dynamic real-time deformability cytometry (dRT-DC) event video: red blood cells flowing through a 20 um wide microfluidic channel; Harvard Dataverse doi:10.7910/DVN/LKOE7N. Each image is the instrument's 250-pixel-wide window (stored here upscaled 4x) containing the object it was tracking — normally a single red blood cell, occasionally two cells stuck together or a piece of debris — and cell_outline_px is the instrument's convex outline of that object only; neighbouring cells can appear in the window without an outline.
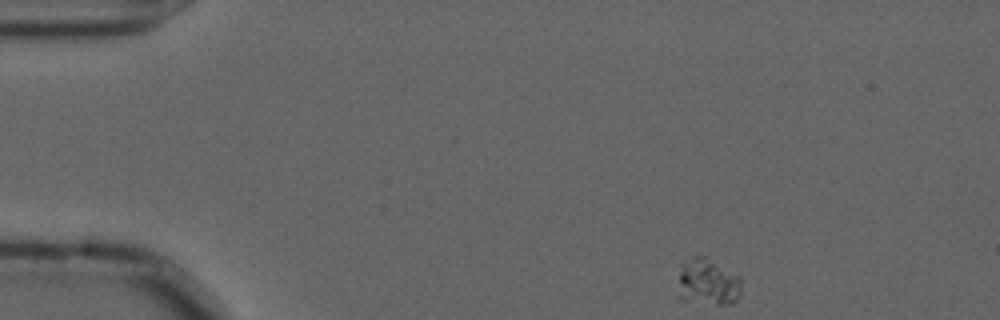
{"species": "common noctule bat (a hibernating species)", "species_latin": "Nyctalus noctula", "temperature_condition": "cold", "stored_images_in_passage": 5, "camera_frame_rate_fps": 3000, "um_per_image_px": 0.085, "animal": {"sex": "male", "forearm_length_mm": 52.5}, "frame": {"image": 1, "passage_image": 1, "time_ms": 0.0, "image_size_px": [1000, 320], "cell_outline_px": [[740, 296], [732, 304], [716, 304], [676, 300], [676, 296], [680, 264], [692, 256], [708, 256], [740, 276]], "centroid_in_image_um": [60.11, 23.97], "position_along_channel_um": 24.9, "area_um2": 18.03}}